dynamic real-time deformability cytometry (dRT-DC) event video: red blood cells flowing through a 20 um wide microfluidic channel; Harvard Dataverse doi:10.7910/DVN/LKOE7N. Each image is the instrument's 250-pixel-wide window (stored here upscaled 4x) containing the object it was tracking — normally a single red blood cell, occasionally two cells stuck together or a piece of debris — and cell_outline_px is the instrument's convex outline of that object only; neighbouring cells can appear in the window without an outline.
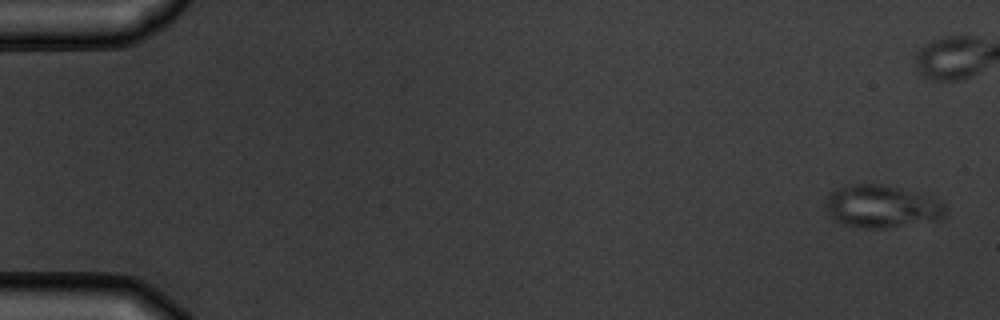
{"species": "common noctule bat (a hibernating species)", "species_latin": "Nyctalus noctula", "temperature_condition": "warm", "stored_images_in_passage": 10, "camera_frame_rate_fps": 3000, "um_per_image_px": 0.085, "animal": {"sex": "male", "body_mass_g": 19.5, "forearm_length_mm": 54.6}, "frame": {"image": 1, "passage_image": 1, "time_ms": 0.0, "image_size_px": [1000, 320], "cell_outline_px": [[948, 212], [940, 220], [888, 228], [860, 228], [840, 224], [832, 220], [824, 204], [828, 196], [836, 188], [844, 184], [884, 184], [916, 192], [940, 200], [944, 204]], "centroid_in_image_um": [74.94, 17.56], "position_along_channel_um": 10.1, "area_um2": 30.4}}